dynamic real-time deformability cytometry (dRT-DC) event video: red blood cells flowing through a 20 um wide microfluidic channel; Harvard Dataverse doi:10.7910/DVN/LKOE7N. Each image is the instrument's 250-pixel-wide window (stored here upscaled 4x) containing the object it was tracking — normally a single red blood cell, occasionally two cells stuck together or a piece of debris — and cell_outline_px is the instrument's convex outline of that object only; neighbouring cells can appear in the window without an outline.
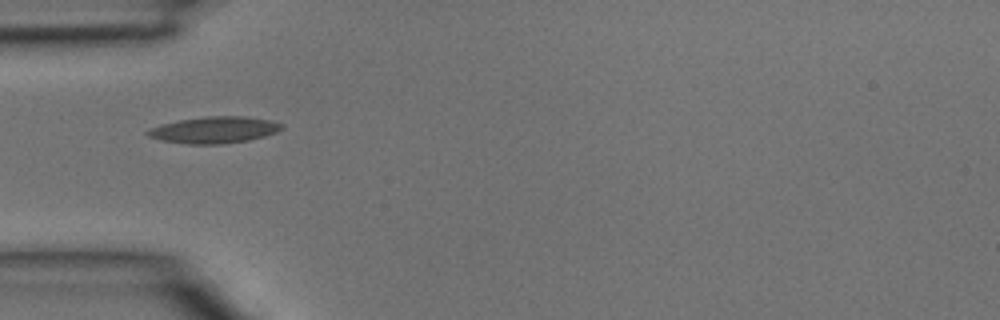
{"species": "common noctule bat (a hibernating species)", "species_latin": "Nyctalus noctula", "temperature_condition": "room temperature", "stored_images_in_passage": 4, "camera_frame_rate_fps": 3000, "um_per_image_px": 0.085, "animal": {"sex": "male", "body_mass_g": 15.6}, "frame": {"image": 1, "passage_image": 3, "time_ms": 0.667, "image_size_px": [1000, 320], "cell_outline_px": [[284, 128], [276, 132], [264, 136], [248, 140], [220, 144], [188, 144], [160, 140], [148, 136], [144, 132], [148, 128], [160, 124], [180, 120], [208, 116], [244, 116], [272, 120], [284, 124]], "centroid_in_image_um": [18.2, 11.04], "position_along_channel_um": 66.8, "area_um2": 20.87}}
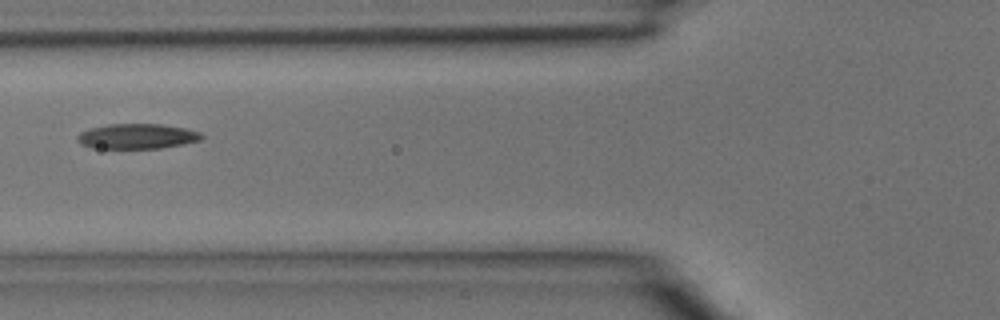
{"frame": {"image": 2, "passage_image": 4, "time_ms": 1.0, "image_size_px": [1000, 320], "cell_outline_px": [[204, 136], [200, 140], [184, 144], [160, 148], [92, 148], [80, 144], [76, 140], [76, 136], [80, 132], [92, 128], [108, 124], [160, 124], [184, 128], [200, 132]], "centroid_in_image_um": [11.63, 11.59], "position_along_channel_um": 114.2, "area_um2": 18.15}}